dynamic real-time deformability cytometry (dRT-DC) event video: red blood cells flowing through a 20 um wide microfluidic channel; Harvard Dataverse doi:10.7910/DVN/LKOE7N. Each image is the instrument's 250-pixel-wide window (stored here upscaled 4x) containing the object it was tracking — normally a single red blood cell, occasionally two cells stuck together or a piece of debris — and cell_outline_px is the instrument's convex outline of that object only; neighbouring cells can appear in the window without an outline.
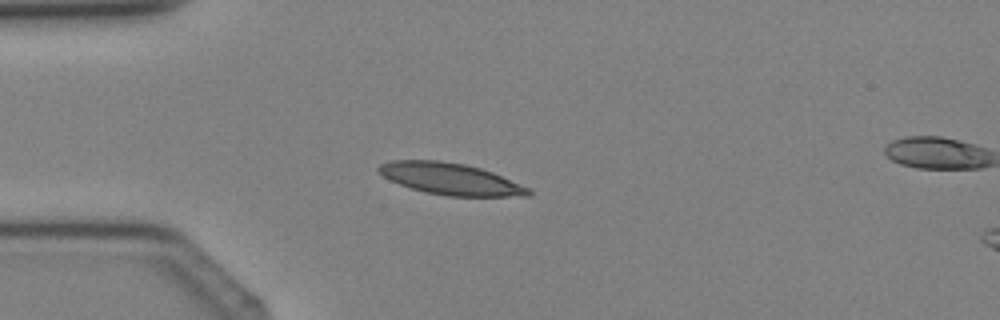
{"species": "Egyptian fruit bat (a non-hibernating species)", "species_latin": "Rousettus aegyptiacus", "temperature_condition": "cold", "stored_images_in_passage": 4, "camera_frame_rate_fps": 3000, "um_per_image_px": 0.085, "animal": {"sex": "female"}, "frame": {"image": 1, "passage_image": 3, "time_ms": 2.333, "image_size_px": [1000, 320], "cell_outline_px": [[532, 196], [448, 196], [424, 192], [400, 184], [384, 176], [376, 168], [380, 164], [392, 160], [440, 160], [464, 164], [480, 168], [492, 172], [528, 188], [532, 192]], "centroid_in_image_um": [38.28, 15.2], "position_along_channel_um": 46.7, "area_um2": 27.28}}